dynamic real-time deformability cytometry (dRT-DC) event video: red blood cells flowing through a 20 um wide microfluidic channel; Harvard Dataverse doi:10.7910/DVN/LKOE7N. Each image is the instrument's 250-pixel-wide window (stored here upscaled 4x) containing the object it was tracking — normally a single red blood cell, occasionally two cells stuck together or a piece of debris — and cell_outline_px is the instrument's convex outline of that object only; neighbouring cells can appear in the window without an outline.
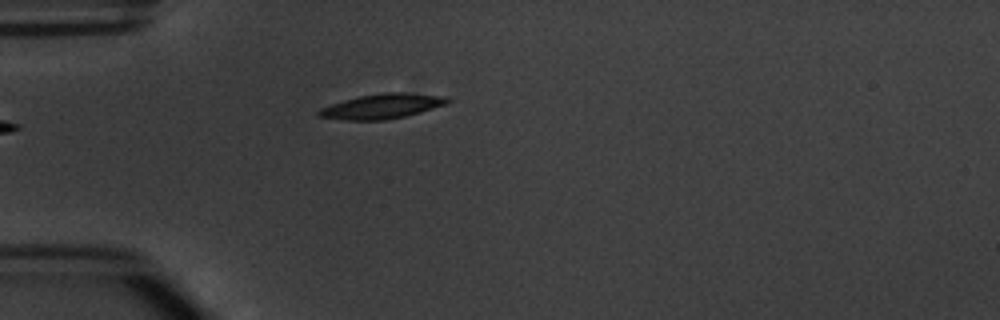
{"species": "common noctule bat (a hibernating species)", "species_latin": "Nyctalus noctula", "temperature_condition": "warm", "stored_images_in_passage": 4, "camera_frame_rate_fps": 3000, "um_per_image_px": 0.085, "animal": {"sex": "male", "body_mass_g": 20.1, "forearm_length_mm": 53.5}, "frame": {"image": 1, "passage_image": 4, "time_ms": 4.667, "image_size_px": [1000, 320], "cell_outline_px": [[452, 100], [444, 104], [420, 112], [404, 116], [384, 120], [344, 120], [316, 116], [316, 112], [320, 108], [344, 100], [360, 96], [384, 92], [404, 92], [444, 96]], "centroid_in_image_um": [32.43, 9.03], "position_along_channel_um": 52.6, "area_um2": 18.44}}